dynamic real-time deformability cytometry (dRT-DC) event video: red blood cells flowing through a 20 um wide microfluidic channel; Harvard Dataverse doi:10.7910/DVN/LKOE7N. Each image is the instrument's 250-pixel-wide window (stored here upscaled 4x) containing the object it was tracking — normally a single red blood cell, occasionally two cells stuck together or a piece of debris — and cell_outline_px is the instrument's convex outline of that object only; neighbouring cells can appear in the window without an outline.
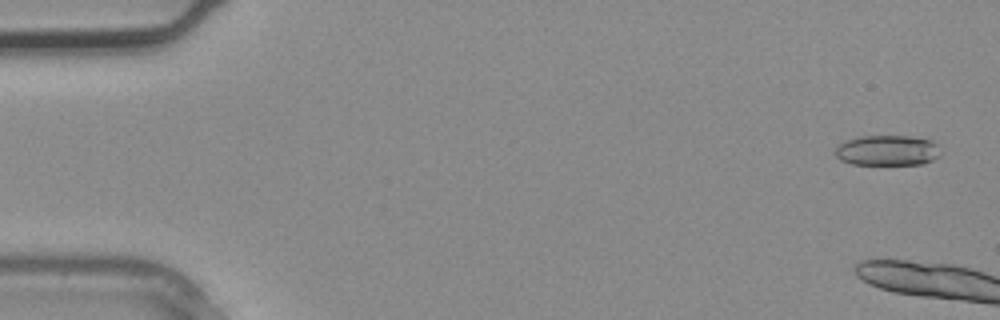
{"species": "common noctule bat (a hibernating species)", "species_latin": "Nyctalus noctula", "temperature_condition": "warm", "stored_images_in_passage": 4, "camera_frame_rate_fps": 3000, "um_per_image_px": 0.085, "animal": {"sex": "male", "body_mass_g": 20.4}, "frame": {"image": 1, "passage_image": 1, "time_ms": 0.0, "image_size_px": [1000, 320], "cell_outline_px": [[944, 152], [940, 156], [924, 164], [852, 164], [840, 160], [836, 156], [836, 148], [844, 140], [860, 136], [908, 136], [932, 140]], "centroid_in_image_um": [75.47, 12.78], "position_along_channel_um": 9.5, "area_um2": 18.84}}